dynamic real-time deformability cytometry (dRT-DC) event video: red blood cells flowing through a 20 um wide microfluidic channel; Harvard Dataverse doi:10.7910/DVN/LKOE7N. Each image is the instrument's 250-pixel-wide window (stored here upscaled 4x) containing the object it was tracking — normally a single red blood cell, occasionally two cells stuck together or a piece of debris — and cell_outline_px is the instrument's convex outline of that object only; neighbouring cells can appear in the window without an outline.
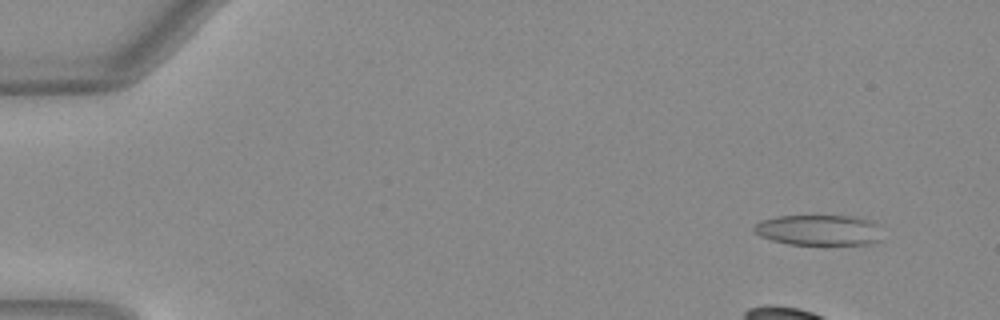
{"species": "Egyptian fruit bat (a non-hibernating species)", "species_latin": "Rousettus aegyptiacus", "temperature_condition": "warm", "stored_images_in_passage": 41, "camera_frame_rate_fps": 3000, "um_per_image_px": 0.085, "animal": {"sex": "female"}, "frame": {"image": 1, "passage_image": 2, "time_ms": 0.333, "image_size_px": [1000, 320], "cell_outline_px": [[880, 240], [868, 244], [788, 244], [772, 240], [760, 236], [752, 228], [760, 220], [776, 216], [852, 216], [876, 220]], "centroid_in_image_um": [69.6, 19.54], "position_along_channel_um": 15.4, "area_um2": 22.83}}